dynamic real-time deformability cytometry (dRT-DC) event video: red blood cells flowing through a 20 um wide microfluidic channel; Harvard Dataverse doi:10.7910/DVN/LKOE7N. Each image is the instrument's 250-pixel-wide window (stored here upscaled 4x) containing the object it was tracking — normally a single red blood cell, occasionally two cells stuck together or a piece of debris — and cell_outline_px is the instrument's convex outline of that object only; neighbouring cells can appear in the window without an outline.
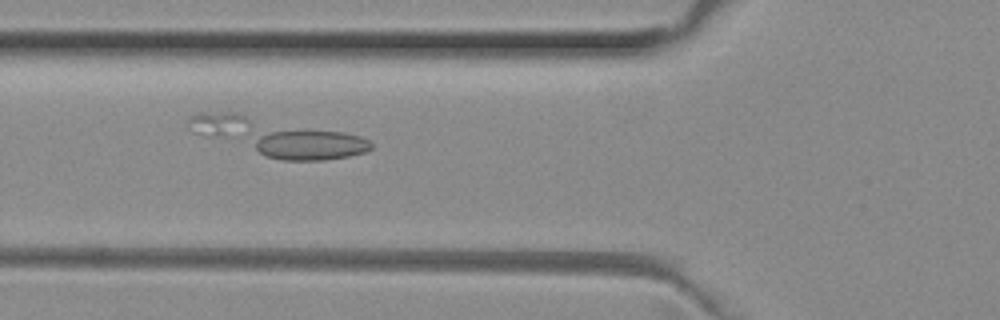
{"species": "common noctule bat (a hibernating species)", "species_latin": "Nyctalus noctula", "temperature_condition": "room temperature", "stored_images_in_passage": 43, "camera_frame_rate_fps": 3000, "um_per_image_px": 0.085, "animal": {"sex": "female", "body_mass_g": 29.2, "forearm_length_mm": 56.3}, "frame": {"image": 1, "passage_image": 10, "time_ms": 3.0, "image_size_px": [1000, 320], "cell_outline_px": [[372, 148], [364, 152], [348, 156], [324, 160], [280, 160], [264, 156], [256, 148], [256, 132], [344, 132], [360, 136], [368, 140], [372, 144]], "centroid_in_image_um": [26.36, 12.35], "position_along_channel_um": 99.4, "area_um2": 20.29}}
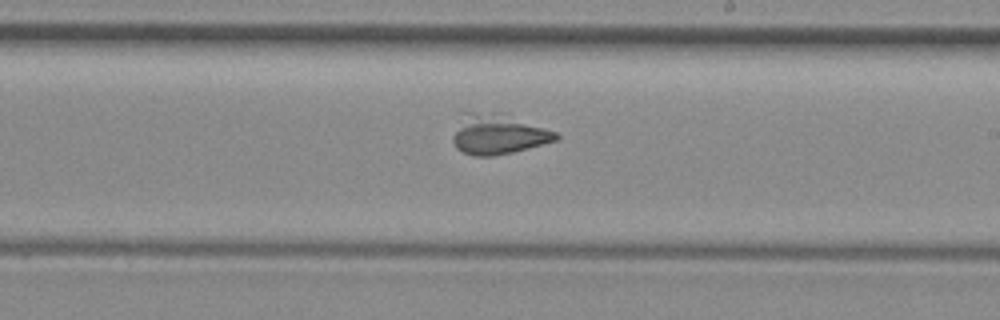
{"frame": {"image": 2, "passage_image": 21, "time_ms": 6.667, "image_size_px": [1000, 320], "cell_outline_px": [[560, 136], [556, 140], [528, 148], [512, 152], [492, 156], [472, 156], [456, 148], [452, 140], [452, 136], [460, 112], [492, 112], [544, 128], [556, 132]], "centroid_in_image_um": [42.23, 11.42], "position_along_channel_um": 246.8, "area_um2": 23.7}}
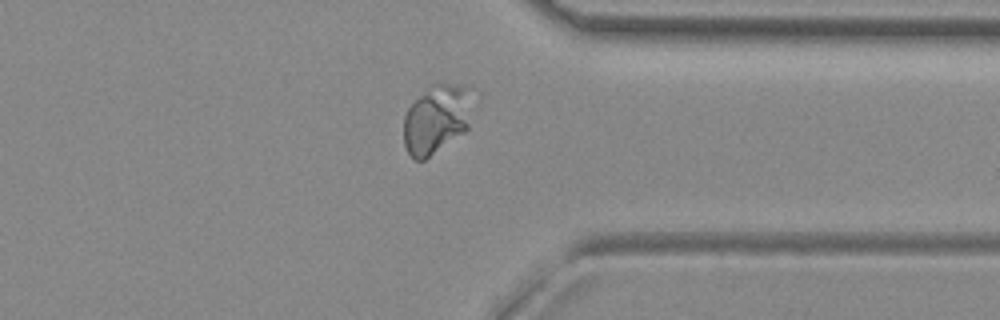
{"frame": {"image": 3, "passage_image": 31, "time_ms": 10.0, "image_size_px": [1000, 320], "cell_outline_px": [[480, 100], [468, 128], [464, 132], [424, 160], [416, 160], [408, 152], [404, 144], [404, 116], [408, 108], [436, 80], [468, 84], [480, 92]], "centroid_in_image_um": [37.3, 9.97], "position_along_channel_um": 374.1, "area_um2": 29.54}}